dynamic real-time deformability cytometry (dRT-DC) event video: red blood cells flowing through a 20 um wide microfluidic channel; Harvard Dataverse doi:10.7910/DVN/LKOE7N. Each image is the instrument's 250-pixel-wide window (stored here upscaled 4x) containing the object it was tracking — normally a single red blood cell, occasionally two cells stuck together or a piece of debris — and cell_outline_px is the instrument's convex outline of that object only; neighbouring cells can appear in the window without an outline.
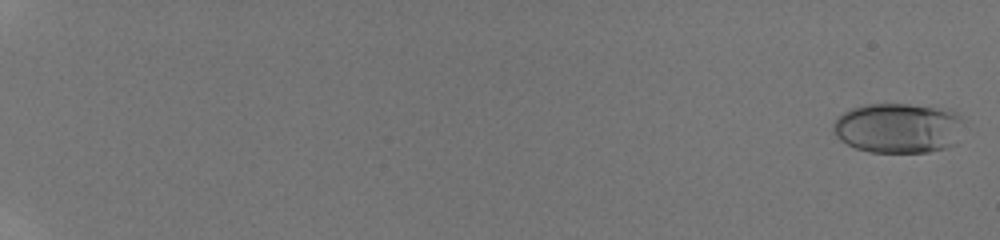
{"species": "human", "species_latin": "Homo sapiens", "temperature_condition": "room temperature", "stored_images_in_passage": 12, "camera_frame_rate_fps": 3000, "um_per_image_px": 0.085, "donor": {"sex": "male"}, "frame": {"image": 1, "passage_image": 2, "time_ms": 0.333, "image_size_px": [1000, 240], "cell_outline_px": [[964, 120], [956, 144], [944, 148], [928, 152], [872, 152], [856, 148], [840, 140], [832, 132], [832, 124], [836, 116], [852, 108], [868, 104], [908, 104], [952, 108]], "centroid_in_image_um": [76.37, 10.86], "position_along_channel_um": 8.6, "area_um2": 38.67}}
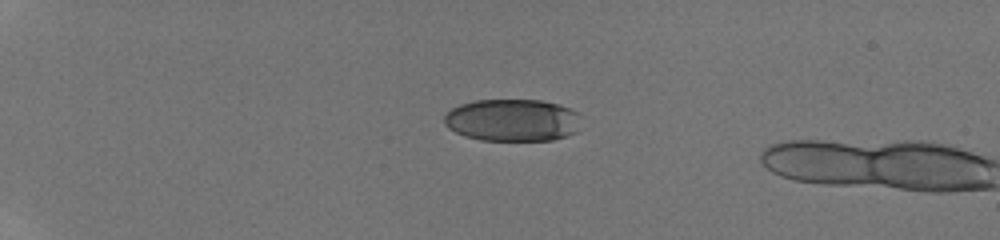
{"frame": {"image": 2, "passage_image": 11, "time_ms": 5.333, "image_size_px": [1000, 240], "cell_outline_px": [[576, 132], [568, 136], [552, 140], [480, 140], [464, 136], [448, 128], [444, 124], [444, 116], [452, 108], [460, 104], [472, 100], [540, 100], [560, 104], [572, 108], [576, 112]], "centroid_in_image_um": [43.51, 10.21], "position_along_channel_um": 41.5, "area_um2": 33.7}}